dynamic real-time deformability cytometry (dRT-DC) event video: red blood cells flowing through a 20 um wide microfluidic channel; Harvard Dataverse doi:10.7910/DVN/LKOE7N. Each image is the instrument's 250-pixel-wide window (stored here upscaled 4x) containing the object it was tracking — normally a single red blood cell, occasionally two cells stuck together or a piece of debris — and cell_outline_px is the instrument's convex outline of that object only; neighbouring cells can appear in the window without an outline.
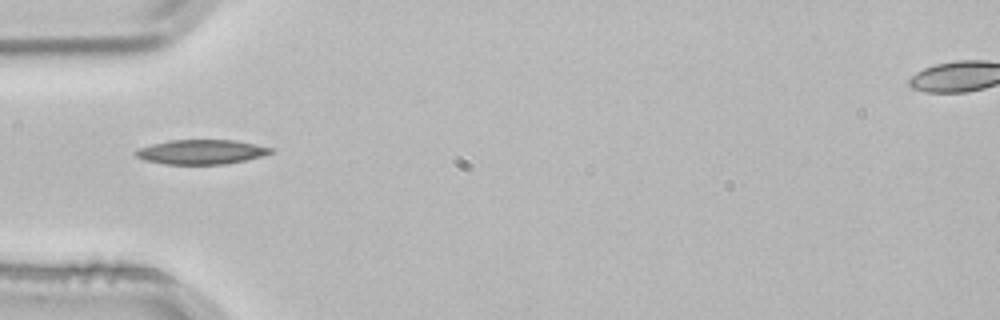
{"species": "common noctule bat (a hibernating species)", "species_latin": "Nyctalus noctula", "temperature_condition": "room temperature", "stored_images_in_passage": 1, "camera_frame_rate_fps": 3000, "um_per_image_px": 0.085, "animal": {"sex": "male", "body_mass_g": 21.5, "forearm_length_mm": 52.0}, "frame": {"image": 1, "passage_image": 1, "time_ms": 0.0, "image_size_px": [1000, 320], "cell_outline_px": [[272, 152], [260, 156], [244, 160], [224, 164], [164, 164], [144, 160], [136, 156], [132, 152], [136, 148], [168, 140], [236, 140], [272, 148]], "centroid_in_image_um": [17.02, 12.91], "position_along_channel_um": 68.0, "area_um2": 19.25}}